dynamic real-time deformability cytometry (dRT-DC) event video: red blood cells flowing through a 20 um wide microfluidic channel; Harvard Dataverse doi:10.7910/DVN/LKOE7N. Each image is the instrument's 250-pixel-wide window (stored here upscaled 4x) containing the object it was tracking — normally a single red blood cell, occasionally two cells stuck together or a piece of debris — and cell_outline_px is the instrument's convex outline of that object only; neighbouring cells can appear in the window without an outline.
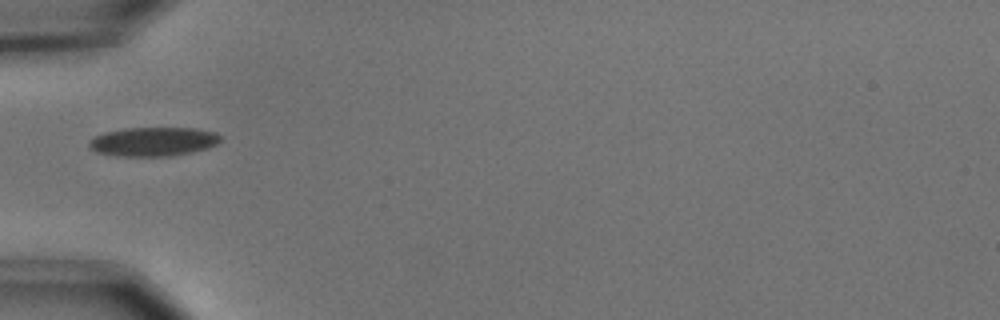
{"species": "common noctule bat (a hibernating species)", "species_latin": "Nyctalus noctula", "temperature_condition": "cold", "stored_images_in_passage": 37, "camera_frame_rate_fps": 3000, "um_per_image_px": 0.085, "animal": {"sex": "male", "body_mass_g": 15.6}, "frame": {"image": 1, "passage_image": 1, "time_ms": 0.0, "image_size_px": [1000, 320], "cell_outline_px": [[220, 140], [216, 144], [208, 148], [192, 152], [172, 156], [112, 156], [96, 152], [88, 148], [88, 140], [104, 132], [124, 128], [196, 128], [216, 132], [220, 136]], "centroid_in_image_um": [12.99, 12.04], "position_along_channel_um": 72.0, "area_um2": 22.48}}
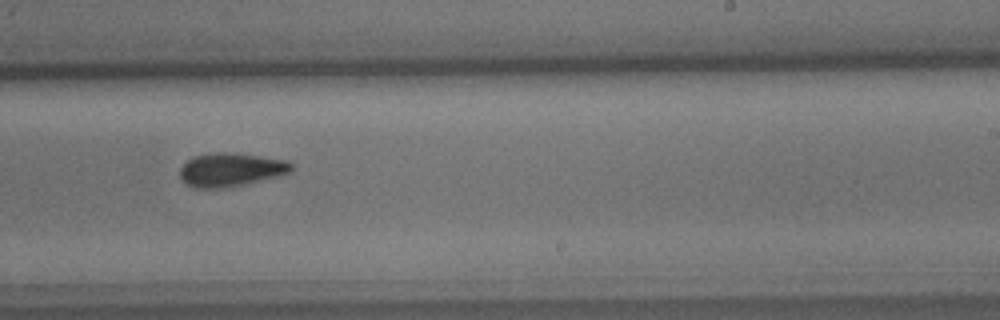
{"frame": {"image": 2, "passage_image": 17, "time_ms": 5.333, "image_size_px": [1000, 320], "cell_outline_px": [[292, 172], [244, 184], [216, 188], [196, 188], [180, 180], [180, 168], [192, 156], [216, 152], [224, 152], [260, 156], [288, 160], [292, 164]], "centroid_in_image_um": [19.6, 14.41], "position_along_channel_um": 269.4, "area_um2": 21.56}}
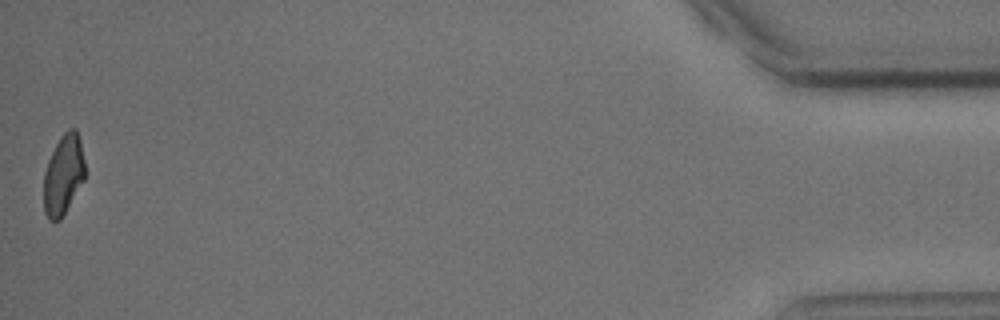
{"frame": {"image": 3, "passage_image": 37, "time_ms": 12.0, "image_size_px": [1000, 320], "cell_outline_px": [[84, 180], [60, 220], [48, 220], [44, 212], [44, 172], [48, 160], [60, 136], [68, 128], [76, 128], [80, 140], [84, 160]], "centroid_in_image_um": [5.38, 14.84], "position_along_channel_um": 429.8, "area_um2": 19.13}, "authors_computed_cell_mechanics": {"area_um2": 20.808, "velocity_mm_per_s": 3.6958, "shape_relaxation_time_tau1_ms": 3.1225, "shape_relaxation_time_tau2_ms": null, "deformation_change_tau1": 0.1014, "deformation_change_tau2": null}}